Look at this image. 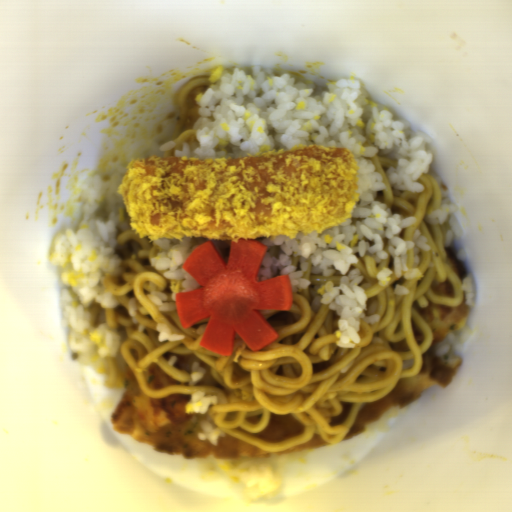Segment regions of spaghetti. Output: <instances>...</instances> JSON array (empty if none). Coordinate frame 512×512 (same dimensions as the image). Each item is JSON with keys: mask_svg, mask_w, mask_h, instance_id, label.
<instances>
[{"mask_svg": "<svg viewBox=\"0 0 512 512\" xmlns=\"http://www.w3.org/2000/svg\"><path fill=\"white\" fill-rule=\"evenodd\" d=\"M371 162L383 180L385 189L377 191L374 200L384 203L394 214L416 217L412 227H403L399 238L413 239L417 229L427 239L430 249L417 253L423 276L397 277L389 254V239L384 238L382 250L387 254L380 263L371 256L354 254L357 263L345 273L334 270L328 275L310 273L312 264L303 271L309 285L292 289L291 310H258L277 331L276 341L259 351H252L236 332L231 355H220L200 347L209 318L199 319L187 328L181 326L176 308L160 310L147 296L149 283L160 291L183 293L184 280H170L156 270L151 260L159 253L154 239L141 237L131 228L116 241L120 259L117 273L106 274L104 288L118 300V307H104L94 298L88 304L92 327L106 324L122 335L115 356L106 358V382L112 385L117 373L114 361L123 358L130 366L140 389L147 397L161 399L170 395L191 396L195 391L205 397L216 396L207 412L213 424L230 437L243 441L265 453H277L317 437L328 445H337L349 433L364 403L388 395L405 377L419 375L423 354L432 340V329L418 313L429 304L444 307L461 305L465 299L464 279L454 268L444 238L451 224H428L425 217L441 207V189L428 171L414 183L423 191H402L395 195L387 178V168L397 166V159L375 154ZM383 267L393 270L390 282L379 286L376 273ZM358 269L368 282L367 306L376 299L374 313L378 321H361L362 340L353 349H340L335 342L339 318L328 304L315 312L309 303V288L331 281L338 286L342 276ZM400 283L409 294H396ZM166 324L171 333L184 334L180 341H159L156 325ZM178 356L172 366L168 358ZM414 358L409 370L403 360ZM194 361L207 369L205 377L190 380ZM151 365H159L168 375L181 381L178 385L152 391L148 386ZM270 413L291 415L305 425L298 438L276 442L257 439V432L266 428Z\"/></svg>", "mask_w": 512, "mask_h": 512, "instance_id": "1", "label": "spaghetti"}, {"mask_svg": "<svg viewBox=\"0 0 512 512\" xmlns=\"http://www.w3.org/2000/svg\"><path fill=\"white\" fill-rule=\"evenodd\" d=\"M221 76V75H220ZM220 76L197 77L184 83L177 91L178 119L169 141H175V146L166 149L164 156H174L182 144L194 141L196 129L194 124L200 117L201 99L215 84Z\"/></svg>", "mask_w": 512, "mask_h": 512, "instance_id": "2", "label": "spaghetti"}, {"mask_svg": "<svg viewBox=\"0 0 512 512\" xmlns=\"http://www.w3.org/2000/svg\"><path fill=\"white\" fill-rule=\"evenodd\" d=\"M210 242H212L214 244L219 255H221L223 259H226L230 252L231 243H228L223 240H214V239Z\"/></svg>", "mask_w": 512, "mask_h": 512, "instance_id": "3", "label": "spaghetti"}]
</instances>
